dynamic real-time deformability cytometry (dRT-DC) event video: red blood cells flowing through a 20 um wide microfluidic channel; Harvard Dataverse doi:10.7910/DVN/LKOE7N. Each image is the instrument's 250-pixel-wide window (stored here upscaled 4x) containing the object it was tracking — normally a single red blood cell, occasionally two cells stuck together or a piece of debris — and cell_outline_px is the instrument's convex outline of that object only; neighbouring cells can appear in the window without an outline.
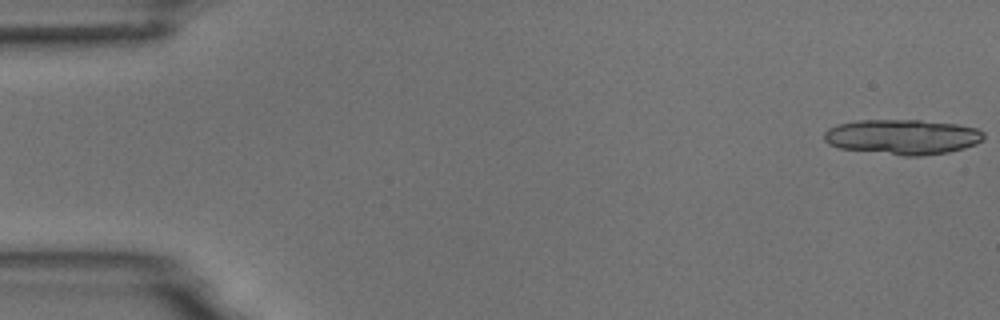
{"species": "common noctule bat (a hibernating species)", "species_latin": "Nyctalus noctula", "temperature_condition": "room temperature", "stored_images_in_passage": 9, "segment_of_instrument_passage": [1, 2], "camera_frame_rate_fps": 3000, "um_per_image_px": 0.085, "animal": {"sex": "male", "body_mass_g": 18.8}, "frame": {"image": 1, "passage_image": 1, "time_ms": 0.0, "image_size_px": [1000, 320], "cell_outline_px": [[984, 140], [976, 144], [964, 148], [948, 152], [920, 156], [904, 156], [840, 148], [828, 144], [824, 140], [824, 132], [828, 128], [836, 124], [860, 120], [920, 120], [956, 124], [976, 128], [984, 132]], "centroid_in_image_um": [76.71, 11.63], "position_along_channel_um": 8.3, "area_um2": 32.77}}